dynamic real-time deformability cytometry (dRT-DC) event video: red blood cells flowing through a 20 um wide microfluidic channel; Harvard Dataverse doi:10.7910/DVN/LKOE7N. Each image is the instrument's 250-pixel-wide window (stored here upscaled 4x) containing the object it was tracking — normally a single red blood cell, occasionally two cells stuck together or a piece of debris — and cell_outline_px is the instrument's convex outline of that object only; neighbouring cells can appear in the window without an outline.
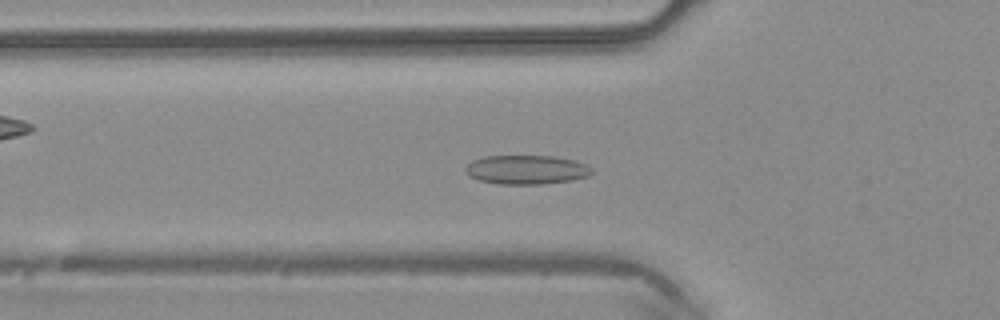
{"species": "common noctule bat (a hibernating species)", "species_latin": "Nyctalus noctula", "temperature_condition": "warm", "stored_images_in_passage": 45, "camera_frame_rate_fps": 3000, "um_per_image_px": 0.085, "animal": {"sex": "male", "body_mass_g": 20.4}, "frame": {"image": 1, "passage_image": 15, "time_ms": 4.667, "image_size_px": [1000, 320], "cell_outline_px": [[596, 172], [588, 176], [572, 180], [540, 184], [500, 184], [480, 180], [468, 176], [464, 168], [472, 160], [484, 156], [552, 156], [572, 160], [588, 164]], "centroid_in_image_um": [44.77, 14.42], "position_along_channel_um": 81.0, "area_um2": 21.5}}
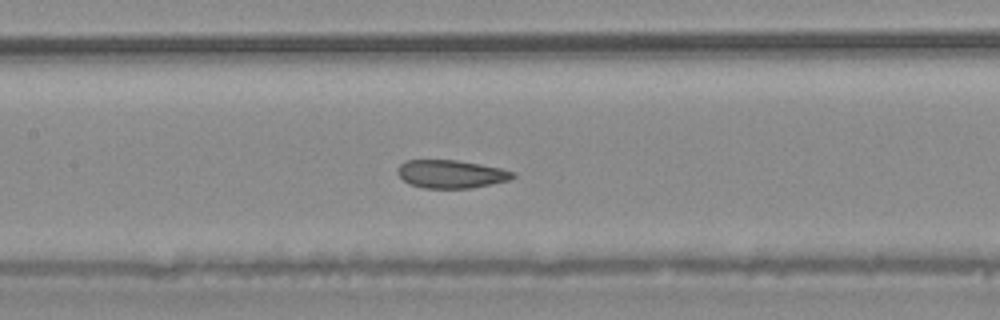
{"frame": {"image": 2, "passage_image": 21, "time_ms": 6.667, "image_size_px": [1000, 320], "cell_outline_px": [[516, 176], [508, 180], [492, 184], [472, 188], [424, 188], [408, 184], [396, 172], [396, 168], [404, 160], [456, 160], [480, 164], [500, 168], [516, 172]], "centroid_in_image_um": [38.32, 14.79], "position_along_channel_um": 169.1, "area_um2": 19.02}}
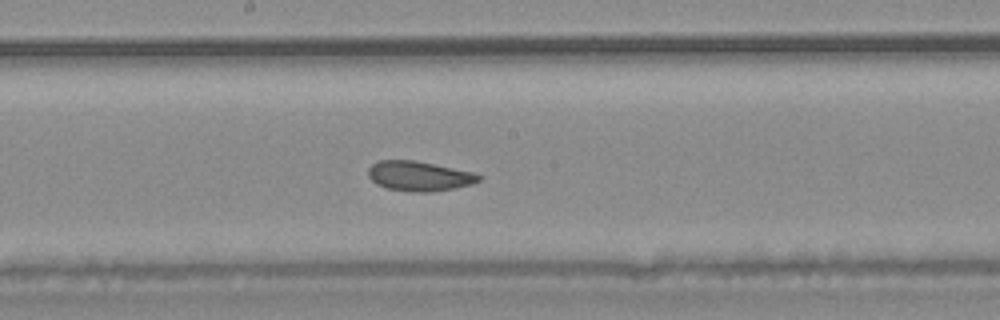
{"frame": {"image": 3, "passage_image": 24, "time_ms": 7.667, "image_size_px": [1000, 320], "cell_outline_px": [[484, 176], [480, 180], [472, 184], [432, 192], [412, 192], [388, 188], [376, 184], [368, 176], [368, 168], [372, 164], [380, 160], [412, 160], [472, 172]], "centroid_in_image_um": [35.61, 14.97], "position_along_channel_um": 212.6, "area_um2": 19.02}}